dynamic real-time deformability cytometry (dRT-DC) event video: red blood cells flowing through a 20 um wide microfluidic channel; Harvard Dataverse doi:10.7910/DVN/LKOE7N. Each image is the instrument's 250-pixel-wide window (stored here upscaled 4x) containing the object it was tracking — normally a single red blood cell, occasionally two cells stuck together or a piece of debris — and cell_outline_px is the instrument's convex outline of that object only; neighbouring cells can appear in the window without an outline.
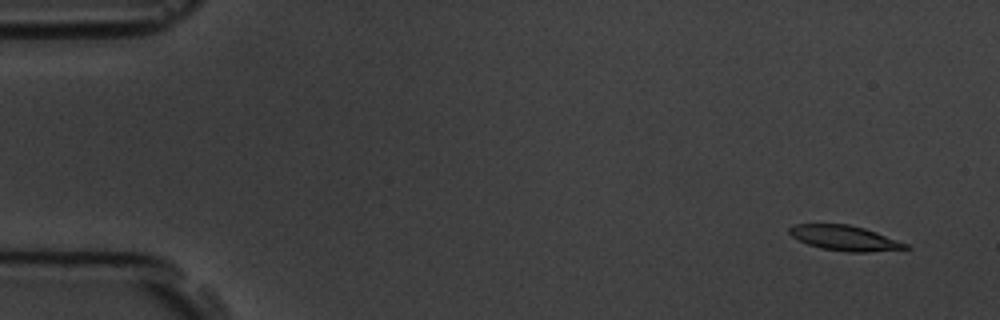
{"species": "common noctule bat (a hibernating species)", "species_latin": "Nyctalus noctula", "temperature_condition": "room temperature", "stored_images_in_passage": 4, "camera_frame_rate_fps": 3000, "um_per_image_px": 0.085, "animal": {"sex": "male", "body_mass_g": 19.5, "forearm_length_mm": 54.6}, "frame": {"image": 1, "passage_image": 1, "time_ms": 0.0, "image_size_px": [1000, 320], "cell_outline_px": [[912, 248], [868, 252], [848, 252], [820, 248], [808, 244], [792, 236], [788, 232], [788, 228], [792, 224], [848, 224], [864, 228], [876, 232], [908, 244]], "centroid_in_image_um": [71.79, 20.23], "position_along_channel_um": 13.2, "area_um2": 16.94}}